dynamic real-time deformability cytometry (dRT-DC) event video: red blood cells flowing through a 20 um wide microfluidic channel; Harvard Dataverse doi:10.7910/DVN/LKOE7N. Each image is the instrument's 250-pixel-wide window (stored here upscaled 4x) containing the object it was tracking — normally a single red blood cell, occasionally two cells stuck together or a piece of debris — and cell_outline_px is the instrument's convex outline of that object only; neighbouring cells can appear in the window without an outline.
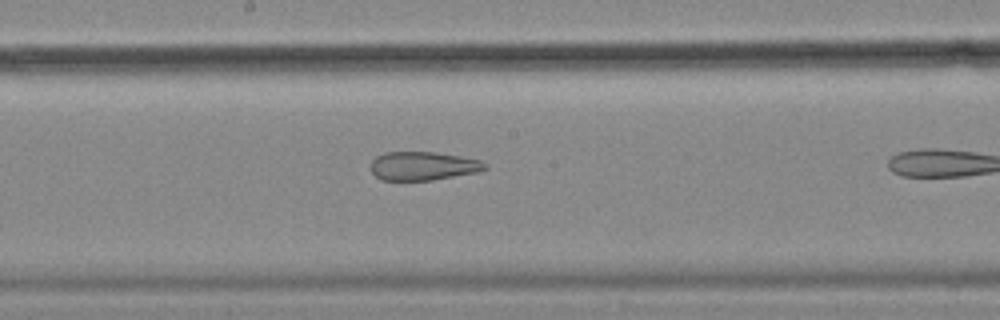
{"species": "common noctule bat (a hibernating species)", "species_latin": "Nyctalus noctula", "temperature_condition": "cold", "stored_images_in_passage": 8, "camera_frame_rate_fps": 3000, "um_per_image_px": 0.085, "animal": {"sex": "female", "body_mass_g": 18.4}, "frame": {"image": 1, "passage_image": 7, "time_ms": 2.0, "image_size_px": [1000, 320], "cell_outline_px": [[488, 168], [480, 172], [432, 180], [380, 180], [372, 172], [372, 160], [376, 156], [384, 152], [436, 152], [460, 156], [480, 160], [488, 164]], "centroid_in_image_um": [36.0, 14.1], "position_along_channel_um": 212.2, "area_um2": 19.19}}